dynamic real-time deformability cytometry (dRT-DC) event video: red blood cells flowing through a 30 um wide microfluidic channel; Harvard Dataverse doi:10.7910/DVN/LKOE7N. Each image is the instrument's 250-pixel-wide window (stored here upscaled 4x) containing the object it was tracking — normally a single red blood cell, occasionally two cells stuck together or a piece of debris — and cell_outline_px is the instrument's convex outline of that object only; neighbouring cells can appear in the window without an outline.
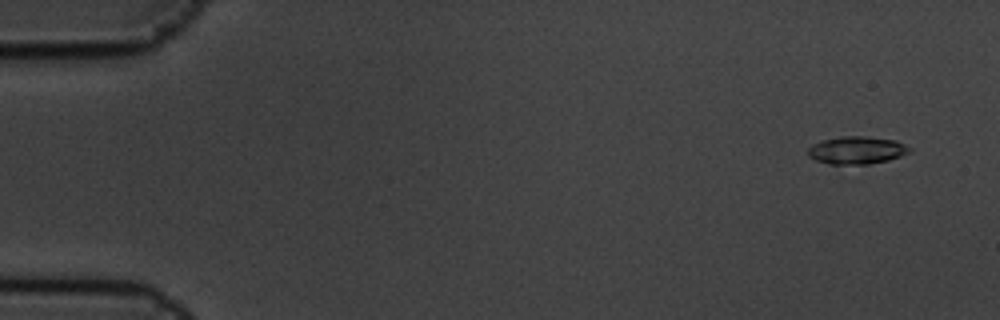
{"species": "common noctule bat (a hibernating species)", "species_latin": "Nyctalus noctula", "temperature_condition": "cold", "stored_images_in_passage": 7, "camera_frame_rate_fps": 3000, "um_per_image_px": 0.085, "animal": {"sex": "male", "body_mass_g": 19.5, "forearm_length_mm": 54.6}, "frame": {"image": 1, "passage_image": 2, "time_ms": 0.333, "image_size_px": [1000, 320], "cell_outline_px": [[912, 152], [888, 160], [868, 164], [828, 164], [816, 160], [808, 156], [808, 148], [812, 144], [824, 140], [840, 136], [864, 136], [896, 140], [912, 148]], "centroid_in_image_um": [72.84, 12.77], "position_along_channel_um": 12.2, "area_um2": 16.42}}
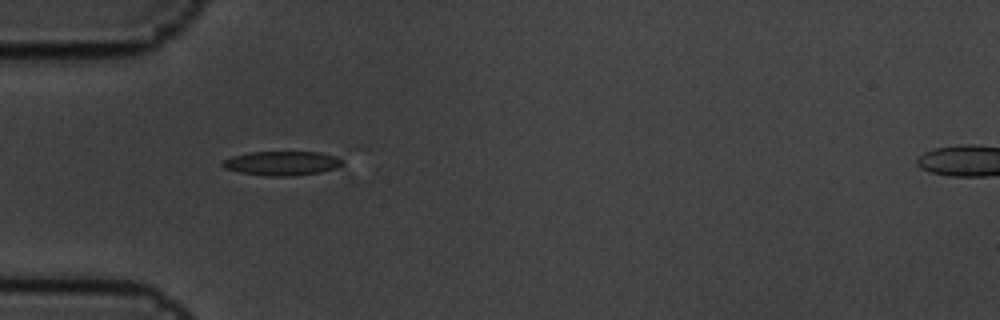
{"frame": {"image": 2, "passage_image": 6, "time_ms": 1.667, "image_size_px": [1000, 320], "cell_outline_px": [[344, 164], [336, 168], [320, 172], [292, 176], [268, 176], [240, 172], [224, 168], [220, 164], [220, 160], [232, 156], [248, 152], [320, 152], [336, 156], [344, 160]], "centroid_in_image_um": [23.95, 13.87], "position_along_channel_um": 61.0, "area_um2": 17.11}}
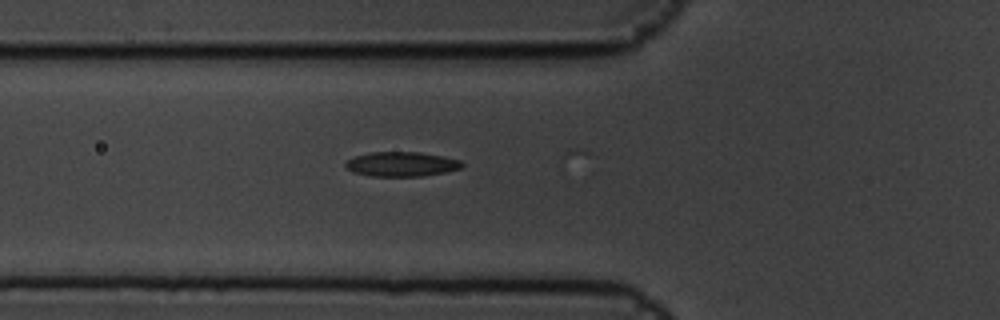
{"frame": {"image": 3, "passage_image": 7, "time_ms": 2.0, "image_size_px": [1000, 320], "cell_outline_px": [[464, 164], [460, 168], [444, 172], [424, 176], [368, 176], [352, 172], [344, 164], [348, 160], [356, 156], [368, 152], [420, 152], [444, 156], [460, 160]], "centroid_in_image_um": [34.12, 13.95], "position_along_channel_um": 91.7, "area_um2": 16.7}}